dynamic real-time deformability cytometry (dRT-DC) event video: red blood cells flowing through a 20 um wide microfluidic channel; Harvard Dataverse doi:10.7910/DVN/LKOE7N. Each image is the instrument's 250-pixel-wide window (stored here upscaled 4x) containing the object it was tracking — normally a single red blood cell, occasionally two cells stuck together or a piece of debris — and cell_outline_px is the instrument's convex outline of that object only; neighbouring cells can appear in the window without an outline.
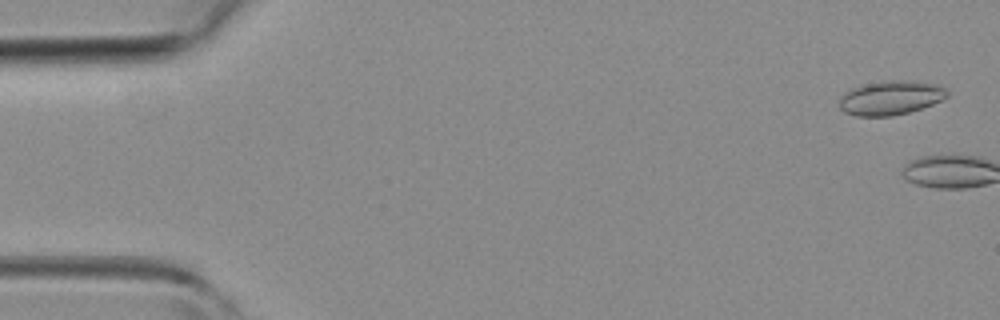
{"species": "common noctule bat (a hibernating species)", "species_latin": "Nyctalus noctula", "temperature_condition": "room temperature", "stored_images_in_passage": 6, "camera_frame_rate_fps": 3000, "um_per_image_px": 0.085, "animal": {"sex": "female", "body_mass_g": 19.3, "forearm_length_mm": 54.1}, "frame": {"image": 1, "passage_image": 1, "time_ms": 0.0, "image_size_px": [1000, 320], "cell_outline_px": [[948, 96], [932, 104], [908, 112], [892, 116], [856, 116], [844, 112], [840, 108], [840, 96], [844, 92], [860, 84], [892, 80], [904, 80], [936, 84], [944, 88], [948, 92]], "centroid_in_image_um": [75.66, 8.31], "position_along_channel_um": 9.3, "area_um2": 21.39}}
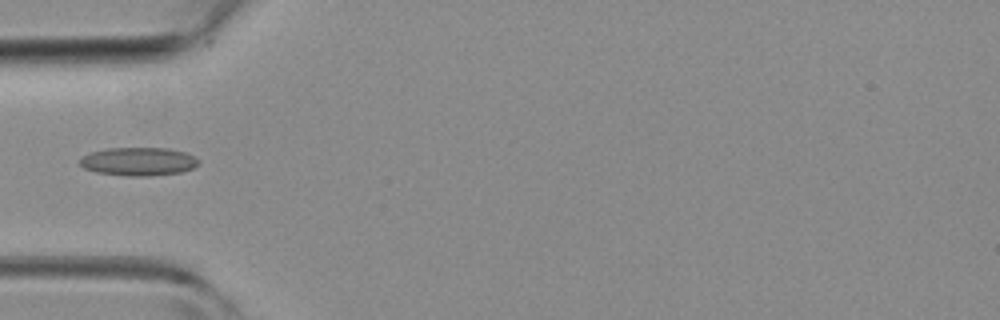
{"frame": {"image": 2, "passage_image": 5, "time_ms": 5.0, "image_size_px": [1000, 320], "cell_outline_px": [[200, 164], [192, 168], [180, 172], [148, 176], [128, 176], [96, 172], [84, 168], [80, 164], [80, 160], [84, 156], [92, 152], [108, 148], [168, 148], [184, 152], [196, 156], [200, 160]], "centroid_in_image_um": [11.82, 13.73], "position_along_channel_um": 73.2, "area_um2": 19.54}}
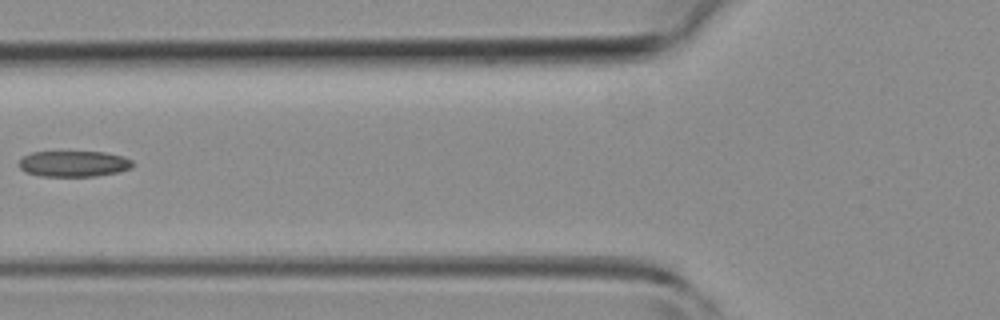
{"frame": {"image": 3, "passage_image": 6, "time_ms": 6.0, "image_size_px": [1000, 320], "cell_outline_px": [[132, 168], [116, 172], [92, 176], [40, 176], [24, 172], [16, 164], [24, 156], [32, 152], [104, 152], [124, 156], [132, 160]], "centroid_in_image_um": [6.23, 13.92], "position_along_channel_um": 119.6, "area_um2": 17.17}}